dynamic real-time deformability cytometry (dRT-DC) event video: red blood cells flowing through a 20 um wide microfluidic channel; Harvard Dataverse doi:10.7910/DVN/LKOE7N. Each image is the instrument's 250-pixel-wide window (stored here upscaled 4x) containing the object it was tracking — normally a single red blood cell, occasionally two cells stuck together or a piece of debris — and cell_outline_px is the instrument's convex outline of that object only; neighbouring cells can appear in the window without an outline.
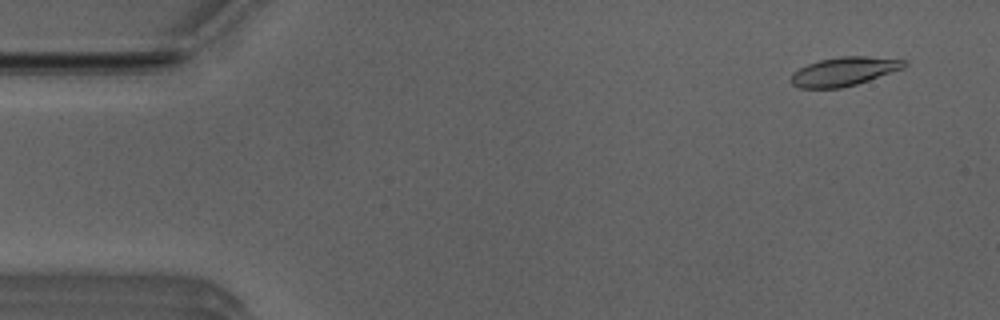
{"species": "Egyptian fruit bat (a non-hibernating species)", "species_latin": "Rousettus aegyptiacus", "temperature_condition": "room temperature", "stored_images_in_passage": 52, "camera_frame_rate_fps": 3000, "um_per_image_px": 0.085, "animal": {"sex": "male"}, "frame": {"image": 1, "passage_image": 4, "time_ms": 1.0, "image_size_px": [1000, 320], "cell_outline_px": [[908, 64], [904, 68], [856, 84], [840, 88], [800, 88], [792, 84], [788, 80], [792, 72], [808, 64], [820, 60], [840, 56], [864, 56], [908, 60]], "centroid_in_image_um": [71.72, 6.07], "position_along_channel_um": 13.3, "area_um2": 19.02}}
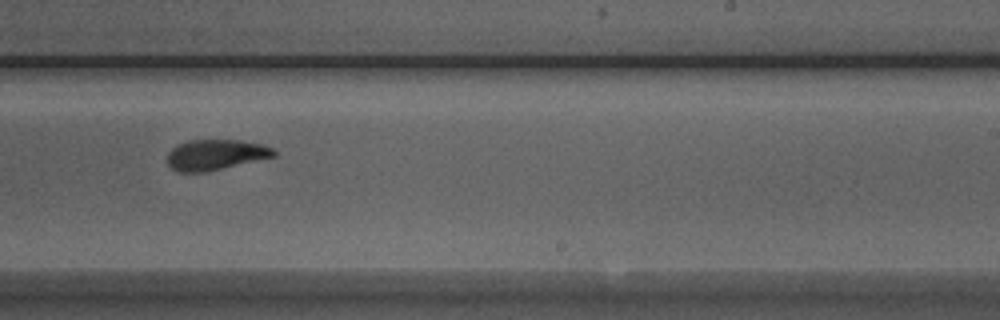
{"frame": {"image": 2, "passage_image": 32, "time_ms": 10.333, "image_size_px": [1000, 320], "cell_outline_px": [[276, 156], [204, 172], [176, 172], [168, 164], [168, 152], [176, 144], [188, 140], [240, 140], [260, 144], [272, 148], [276, 152]], "centroid_in_image_um": [18.29, 13.15], "position_along_channel_um": 270.7, "area_um2": 18.84}}
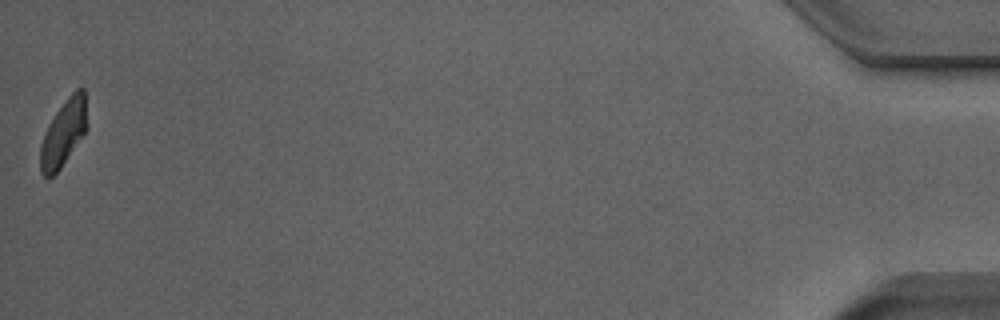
{"frame": {"image": 3, "passage_image": 52, "time_ms": 17.0, "image_size_px": [1000, 320], "cell_outline_px": [[88, 128], [60, 168], [48, 180], [40, 172], [40, 144], [48, 124], [56, 112], [68, 96], [76, 88], [84, 88], [88, 124]], "centroid_in_image_um": [5.4, 11.3], "position_along_channel_um": 429.8, "area_um2": 18.15}, "authors_computed_cell_mechanics": {"area_um2": 19.1318, "velocity_mm_per_s": 3.9406, "shape_relaxation_time_tau1_ms": 3.3825, "shape_relaxation_time_tau2_ms": 1.4788, "deformation_change_tau1": 0.1472, "deformation_change_tau2": 0.0722}}